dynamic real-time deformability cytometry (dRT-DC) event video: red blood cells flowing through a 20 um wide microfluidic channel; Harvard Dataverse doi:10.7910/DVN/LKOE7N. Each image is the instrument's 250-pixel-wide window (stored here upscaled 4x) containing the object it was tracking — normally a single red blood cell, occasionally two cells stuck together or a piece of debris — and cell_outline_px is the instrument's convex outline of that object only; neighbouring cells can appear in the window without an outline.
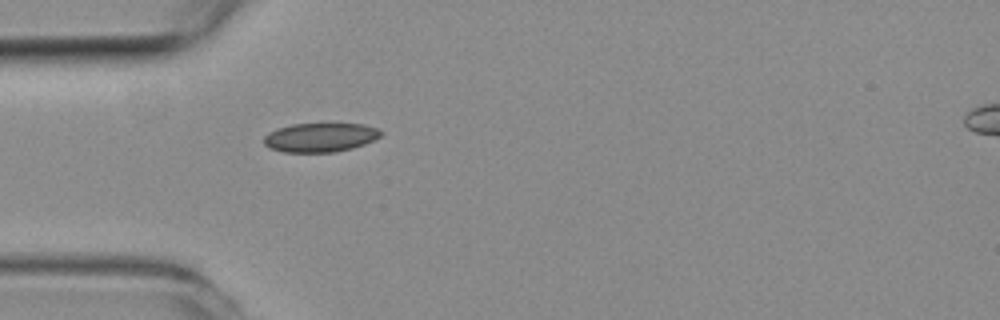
{"species": "common noctule bat (a hibernating species)", "species_latin": "Nyctalus noctula", "temperature_condition": "room temperature", "stored_images_in_passage": 37, "camera_frame_rate_fps": 3000, "um_per_image_px": 0.085, "animal": {"sex": "female", "body_mass_g": 19.3, "forearm_length_mm": 54.1}, "frame": {"image": 1, "passage_image": 1, "time_ms": 0.0, "image_size_px": [1000, 320], "cell_outline_px": [[380, 136], [364, 144], [352, 148], [332, 152], [284, 152], [268, 148], [264, 144], [264, 136], [268, 132], [276, 128], [292, 124], [364, 124], [376, 128], [380, 132]], "centroid_in_image_um": [27.15, 11.68], "position_along_channel_um": 57.8, "area_um2": 19.65}}
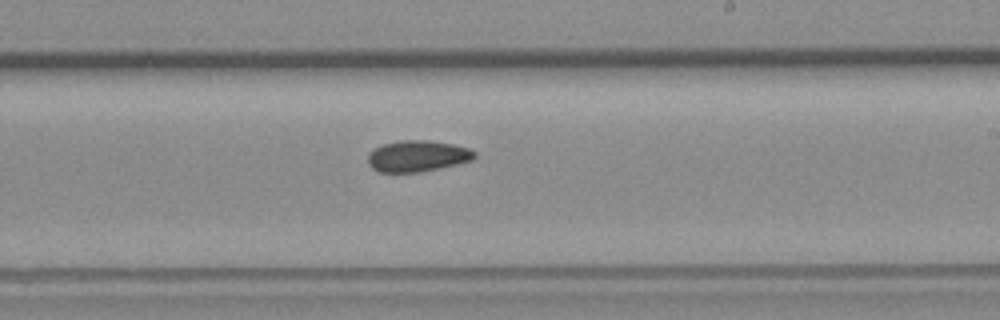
{"frame": {"image": 2, "passage_image": 16, "time_ms": 5.0, "image_size_px": [1000, 320], "cell_outline_px": [[476, 156], [472, 160], [440, 168], [420, 172], [380, 172], [372, 168], [368, 164], [368, 152], [372, 148], [384, 144], [400, 140], [428, 140], [452, 144], [468, 148], [476, 152]], "centroid_in_image_um": [35.45, 13.26], "position_along_channel_um": 253.5, "area_um2": 19.48}}
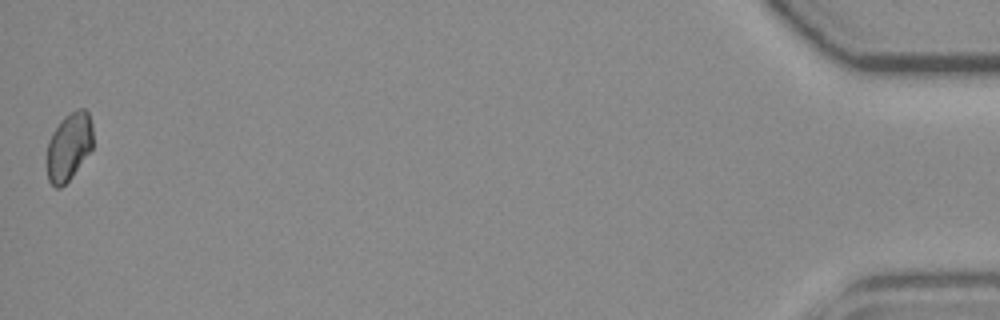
{"frame": {"image": 3, "passage_image": 37, "time_ms": 12.0, "image_size_px": [1000, 320], "cell_outline_px": [[92, 148], [72, 176], [60, 188], [56, 188], [48, 180], [48, 140], [52, 132], [60, 120], [64, 116], [80, 108], [84, 108], [88, 112], [92, 124]], "centroid_in_image_um": [5.86, 12.43], "position_along_channel_um": 429.3, "area_um2": 17.98}}